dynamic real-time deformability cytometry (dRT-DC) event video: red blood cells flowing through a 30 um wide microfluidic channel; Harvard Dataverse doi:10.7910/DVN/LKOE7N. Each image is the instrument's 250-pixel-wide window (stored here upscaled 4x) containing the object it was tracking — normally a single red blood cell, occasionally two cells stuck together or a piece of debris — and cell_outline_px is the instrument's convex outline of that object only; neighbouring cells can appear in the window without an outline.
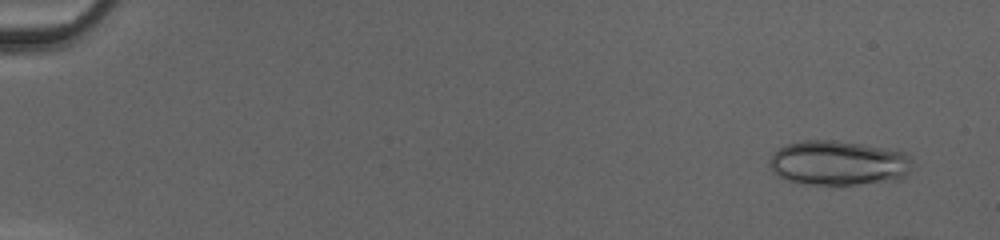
{"species": "common noctule bat (a hibernating species)", "species_latin": "Nyctalus noctula", "temperature_condition": "cold", "stored_images_in_passage": 22, "camera_frame_rate_fps": 3000, "um_per_image_px": 0.085, "animal": {"sex": "female", "body_mass_g": 20.0, "forearm_length_mm": 54.0}, "frame": {"image": 1, "passage_image": 4, "time_ms": 1.0, "image_size_px": [1000, 240], "cell_outline_px": [[908, 172], [904, 176], [896, 180], [856, 184], [808, 184], [788, 180], [776, 176], [772, 172], [768, 164], [768, 160], [780, 148], [788, 144], [804, 140], [832, 140], [860, 144], [904, 152], [908, 156]], "centroid_in_image_um": [71.18, 13.86], "position_along_channel_um": 13.8, "area_um2": 36.59}}